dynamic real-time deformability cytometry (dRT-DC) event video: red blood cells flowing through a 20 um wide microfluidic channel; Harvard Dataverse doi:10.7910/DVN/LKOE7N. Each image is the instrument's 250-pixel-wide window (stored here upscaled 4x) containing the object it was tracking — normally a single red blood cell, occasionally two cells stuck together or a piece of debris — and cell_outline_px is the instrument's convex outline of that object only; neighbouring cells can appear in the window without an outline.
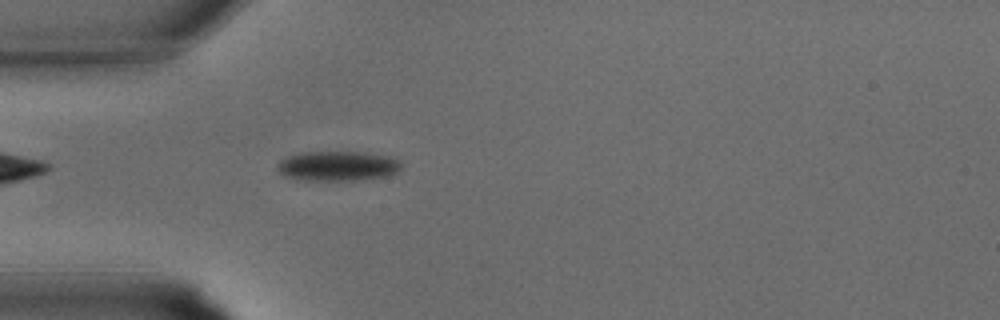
{"species": "common noctule bat (a hibernating species)", "species_latin": "Nyctalus noctula", "temperature_condition": "warm", "stored_images_in_passage": 25, "camera_frame_rate_fps": 3000, "um_per_image_px": 0.085, "animal": {"sex": "male", "body_mass_g": 15.6}, "frame": {"image": 1, "passage_image": 1, "time_ms": 0.0, "image_size_px": [1000, 320], "cell_outline_px": [[404, 164], [400, 172], [388, 176], [352, 180], [304, 180], [284, 176], [276, 168], [276, 164], [280, 160], [288, 156], [304, 152], [368, 152], [396, 156]], "centroid_in_image_um": [28.8, 14.09], "position_along_channel_um": 56.2, "area_um2": 22.02}}
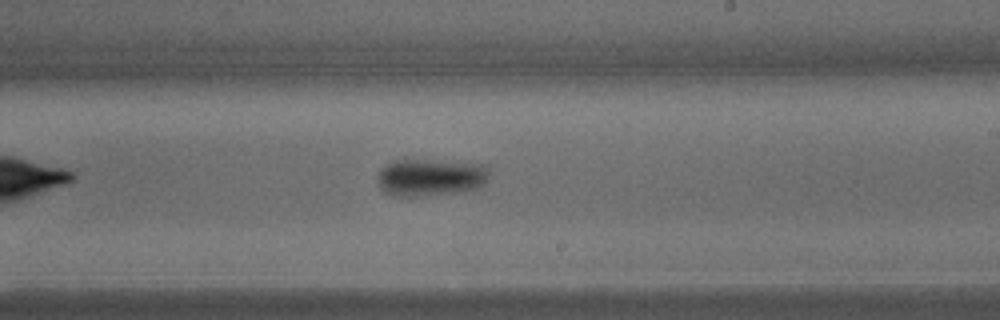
{"frame": {"image": 2, "passage_image": 11, "time_ms": 3.333, "image_size_px": [1000, 320], "cell_outline_px": [[488, 180], [484, 184], [476, 188], [456, 192], [420, 196], [396, 196], [388, 192], [376, 180], [380, 168], [392, 160], [424, 160], [484, 164], [488, 168]], "centroid_in_image_um": [36.59, 15.06], "position_along_channel_um": 252.4, "area_um2": 23.99}}
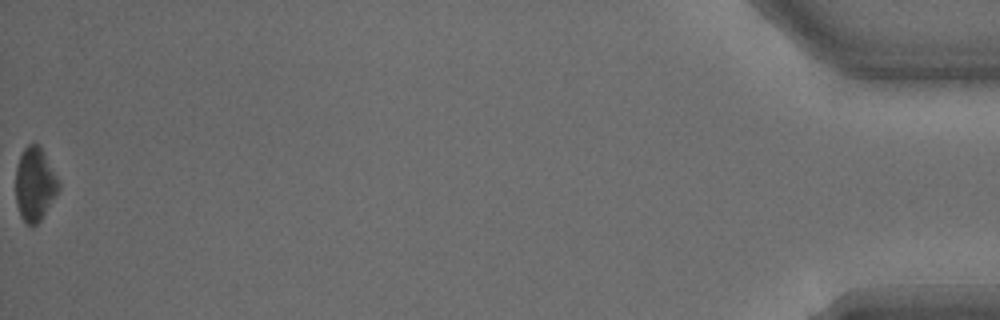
{"frame": {"image": 3, "passage_image": 25, "time_ms": 8.0, "image_size_px": [1000, 320], "cell_outline_px": [[60, 188], [40, 220], [32, 228], [20, 216], [16, 204], [16, 168], [20, 156], [24, 148], [28, 144], [40, 144], [60, 180]], "centroid_in_image_um": [2.97, 15.64], "position_along_channel_um": 432.2, "area_um2": 18.55}}